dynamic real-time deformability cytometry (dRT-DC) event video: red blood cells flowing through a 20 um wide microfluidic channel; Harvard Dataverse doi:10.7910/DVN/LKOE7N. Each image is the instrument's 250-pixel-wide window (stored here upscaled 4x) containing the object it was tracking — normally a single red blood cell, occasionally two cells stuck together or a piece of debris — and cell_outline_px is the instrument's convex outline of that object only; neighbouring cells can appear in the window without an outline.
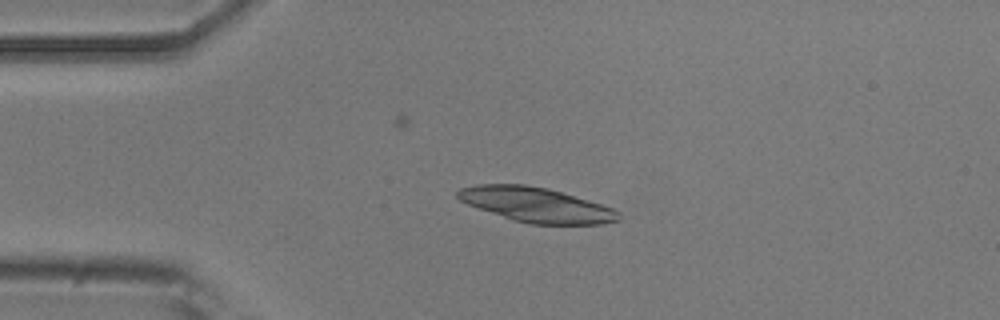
{"species": "common noctule bat (a hibernating species)", "species_latin": "Nyctalus noctula", "temperature_condition": "room temperature", "stored_images_in_passage": 41, "camera_frame_rate_fps": 3000, "um_per_image_px": 0.085, "animal": {"sex": "male", "body_mass_g": 20.5, "forearm_length_mm": 52.5}, "frame": {"image": 1, "passage_image": 1, "time_ms": 0.0, "image_size_px": [1000, 320], "cell_outline_px": [[620, 220], [600, 224], [528, 224], [512, 220], [468, 204], [460, 200], [456, 196], [456, 192], [460, 188], [476, 184], [524, 184], [548, 188], [588, 200], [612, 208], [620, 212]], "centroid_in_image_um": [45.56, 17.4], "position_along_channel_um": 39.4, "area_um2": 32.43}}